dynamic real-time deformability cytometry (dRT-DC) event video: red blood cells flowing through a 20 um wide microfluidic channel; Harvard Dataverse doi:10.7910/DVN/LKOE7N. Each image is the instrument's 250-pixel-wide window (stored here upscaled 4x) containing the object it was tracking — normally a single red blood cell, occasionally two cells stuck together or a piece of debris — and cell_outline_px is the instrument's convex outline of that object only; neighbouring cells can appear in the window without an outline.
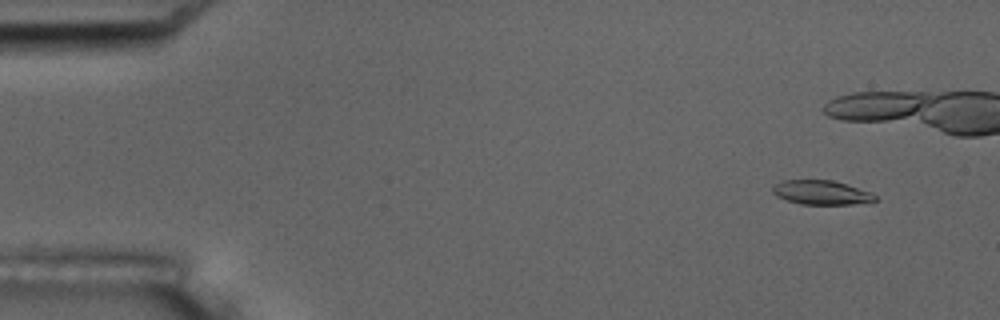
{"species": "common noctule bat (a hibernating species)", "species_latin": "Nyctalus noctula", "temperature_condition": "room temperature", "stored_images_in_passage": 7, "camera_frame_rate_fps": 3000, "um_per_image_px": 0.085, "animal": {"sex": "male", "body_mass_g": 17.5, "forearm_length_mm": 52.3}, "frame": {"image": 1, "passage_image": 1, "time_ms": 0.0, "image_size_px": [1000, 320], "cell_outline_px": [[876, 200], [872, 204], [800, 204], [776, 196], [772, 192], [772, 184], [784, 180], [832, 180], [872, 192], [876, 196]], "centroid_in_image_um": [69.85, 16.37], "position_along_channel_um": 15.1, "area_um2": 14.68}}